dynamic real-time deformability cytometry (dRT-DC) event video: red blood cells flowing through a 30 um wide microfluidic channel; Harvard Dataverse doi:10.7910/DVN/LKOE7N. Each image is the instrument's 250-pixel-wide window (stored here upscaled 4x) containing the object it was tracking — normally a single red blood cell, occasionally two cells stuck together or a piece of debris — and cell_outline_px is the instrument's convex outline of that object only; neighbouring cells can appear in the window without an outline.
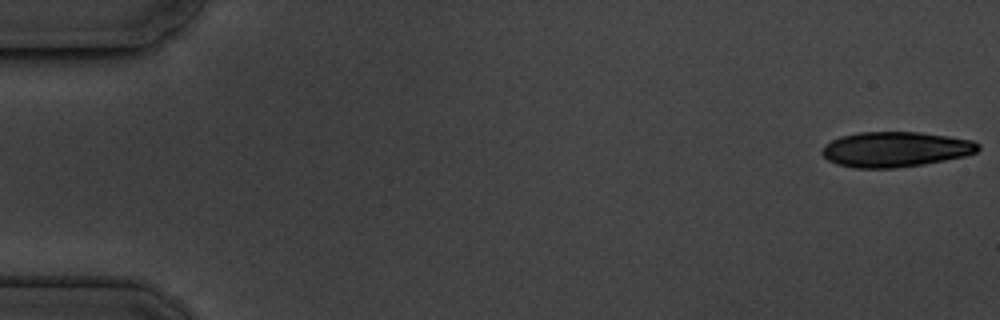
{"species": "common noctule bat (a hibernating species)", "species_latin": "Nyctalus noctula", "temperature_condition": "cold", "stored_images_in_passage": 17, "camera_frame_rate_fps": 3000, "um_per_image_px": 0.085, "animal": {"sex": "male", "body_mass_g": 19.5, "forearm_length_mm": 54.6}, "frame": {"image": 1, "passage_image": 1, "time_ms": 0.0, "image_size_px": [1000, 320], "cell_outline_px": [[980, 148], [976, 152], [964, 156], [924, 164], [892, 168], [856, 168], [836, 164], [828, 160], [820, 152], [824, 144], [840, 136], [860, 132], [920, 132], [948, 136], [972, 140], [980, 144]], "centroid_in_image_um": [76.09, 12.69], "position_along_channel_um": 8.9, "area_um2": 32.08}}
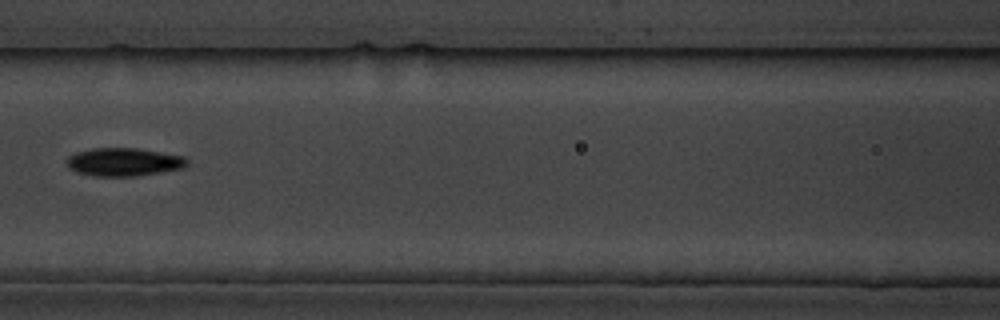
{"frame": {"image": 2, "passage_image": 8, "time_ms": 8.333, "image_size_px": [1000, 320], "cell_outline_px": [[188, 164], [184, 168], [136, 176], [92, 176], [76, 172], [68, 168], [68, 156], [76, 152], [92, 148], [136, 148], [184, 156], [188, 160]], "centroid_in_image_um": [10.52, 13.77], "position_along_channel_um": 156.1, "area_um2": 19.77}}
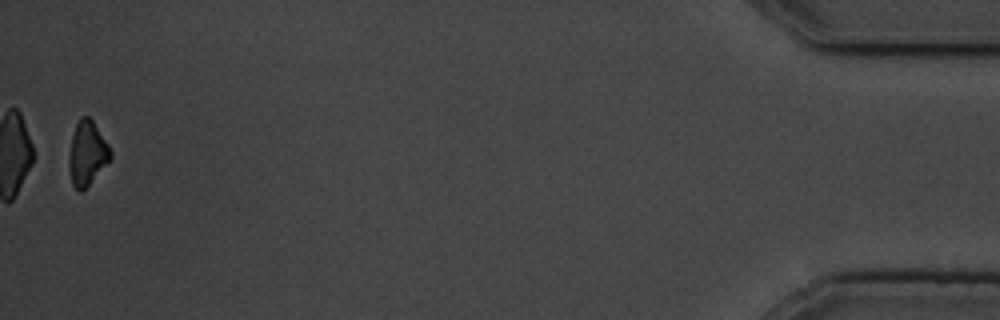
{"frame": {"image": 3, "passage_image": 17, "time_ms": 18.333, "image_size_px": [1000, 320], "cell_outline_px": [[112, 156], [88, 184], [80, 192], [72, 184], [68, 168], [68, 156], [72, 136], [76, 124], [80, 116], [88, 116], [92, 120], [108, 144], [112, 152]], "centroid_in_image_um": [7.38, 13.0], "position_along_channel_um": 427.8, "area_um2": 15.2}, "authors_computed_cell_mechanics": {"area_um2": 19.652, "velocity_mm_per_s": 3.5903, "shape_relaxation_time_tau1_ms": 1.998, "shape_relaxation_time_tau2_ms": null, "deformation_change_tau1": 0.0848, "deformation_change_tau2": null}}